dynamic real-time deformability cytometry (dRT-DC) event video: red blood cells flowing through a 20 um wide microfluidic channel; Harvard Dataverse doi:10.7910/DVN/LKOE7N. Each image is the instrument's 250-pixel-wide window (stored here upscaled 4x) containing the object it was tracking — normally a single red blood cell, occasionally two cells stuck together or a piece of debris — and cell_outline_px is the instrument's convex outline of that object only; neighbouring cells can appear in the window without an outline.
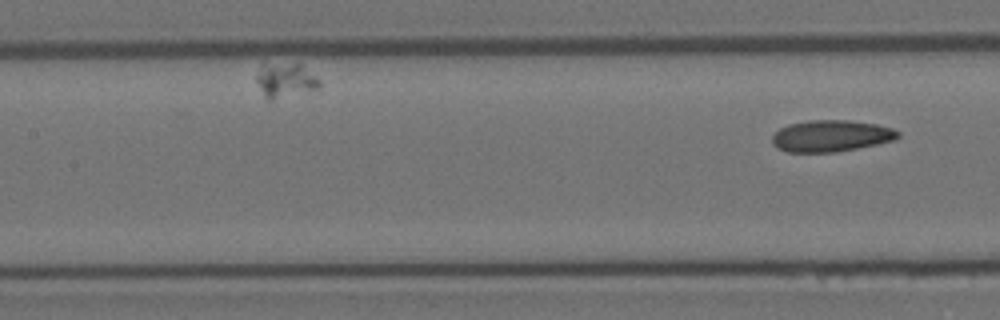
{"species": "Egyptian fruit bat (a non-hibernating species)", "species_latin": "Rousettus aegyptiacus", "temperature_condition": "room temperature", "stored_images_in_passage": 20, "segment_of_instrument_passage": [2, 2], "camera_frame_rate_fps": 3000, "um_per_image_px": 0.085, "animal": {"sex": "female"}, "frame": {"image": 1, "passage_image": 20, "time_ms": 6.333, "image_size_px": [1000, 320], "cell_outline_px": [[900, 136], [896, 140], [836, 152], [788, 152], [776, 148], [772, 144], [772, 136], [780, 128], [788, 124], [808, 120], [848, 120], [876, 124], [892, 128], [900, 132]], "centroid_in_image_um": [70.63, 11.55], "position_along_channel_um": 136.8, "area_um2": 23.24}}